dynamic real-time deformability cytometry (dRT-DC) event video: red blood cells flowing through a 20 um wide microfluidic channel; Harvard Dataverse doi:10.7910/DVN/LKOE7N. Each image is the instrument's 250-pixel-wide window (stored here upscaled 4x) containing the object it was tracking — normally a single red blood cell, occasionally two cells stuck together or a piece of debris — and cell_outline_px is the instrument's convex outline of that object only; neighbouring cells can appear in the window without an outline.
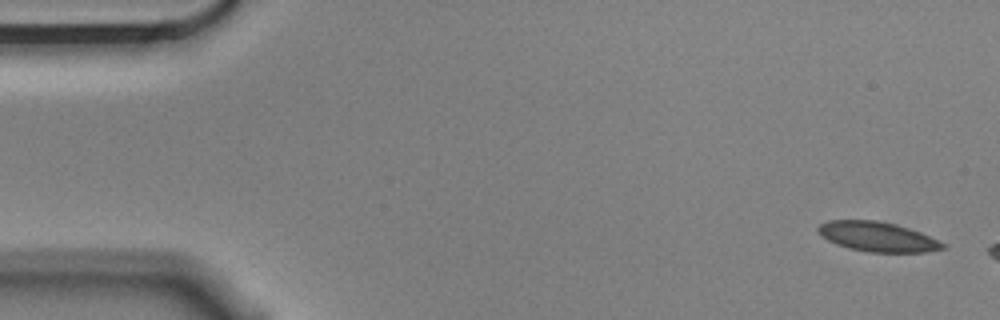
{"species": "Egyptian fruit bat (a non-hibernating species)", "species_latin": "Rousettus aegyptiacus", "temperature_condition": "cold", "stored_images_in_passage": 4, "camera_frame_rate_fps": 3000, "um_per_image_px": 0.085, "animal": {"sex": "male"}, "frame": {"image": 1, "passage_image": 1, "time_ms": 0.0, "image_size_px": [1000, 320], "cell_outline_px": [[948, 244], [944, 248], [924, 252], [868, 252], [848, 248], [836, 244], [828, 240], [816, 228], [820, 224], [828, 220], [876, 220], [896, 224], [920, 232]], "centroid_in_image_um": [74.61, 20.12], "position_along_channel_um": 10.4, "area_um2": 21.5}}